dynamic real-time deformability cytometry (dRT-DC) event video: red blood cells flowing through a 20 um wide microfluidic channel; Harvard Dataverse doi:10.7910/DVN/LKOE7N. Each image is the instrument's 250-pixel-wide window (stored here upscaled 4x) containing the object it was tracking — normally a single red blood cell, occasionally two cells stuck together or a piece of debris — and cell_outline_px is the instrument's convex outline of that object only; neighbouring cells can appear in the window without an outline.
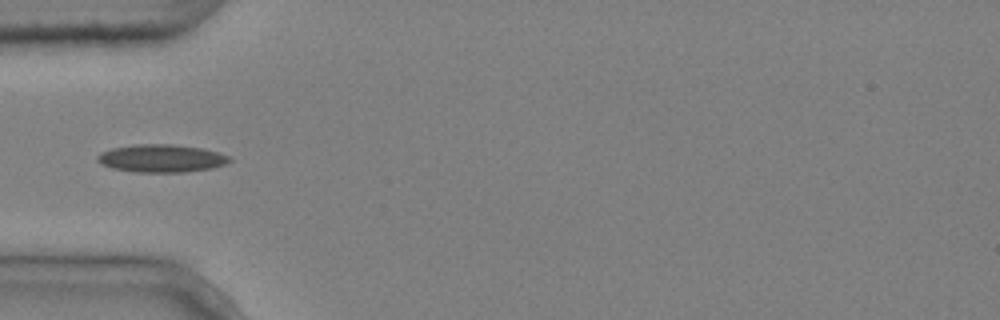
{"species": "common noctule bat (a hibernating species)", "species_latin": "Nyctalus noctula", "temperature_condition": "cold", "stored_images_in_passage": 5, "camera_frame_rate_fps": 3000, "um_per_image_px": 0.085, "animal": {"sex": "male", "body_mass_g": 20.4}, "frame": {"image": 1, "passage_image": 2, "time_ms": 0.333, "image_size_px": [1000, 320], "cell_outline_px": [[232, 160], [224, 164], [212, 168], [184, 172], [136, 172], [112, 168], [100, 164], [96, 160], [96, 156], [100, 152], [112, 148], [136, 144], [172, 144], [200, 148], [216, 152], [228, 156]], "centroid_in_image_um": [13.66, 13.46], "position_along_channel_um": 71.3, "area_um2": 21.33}}